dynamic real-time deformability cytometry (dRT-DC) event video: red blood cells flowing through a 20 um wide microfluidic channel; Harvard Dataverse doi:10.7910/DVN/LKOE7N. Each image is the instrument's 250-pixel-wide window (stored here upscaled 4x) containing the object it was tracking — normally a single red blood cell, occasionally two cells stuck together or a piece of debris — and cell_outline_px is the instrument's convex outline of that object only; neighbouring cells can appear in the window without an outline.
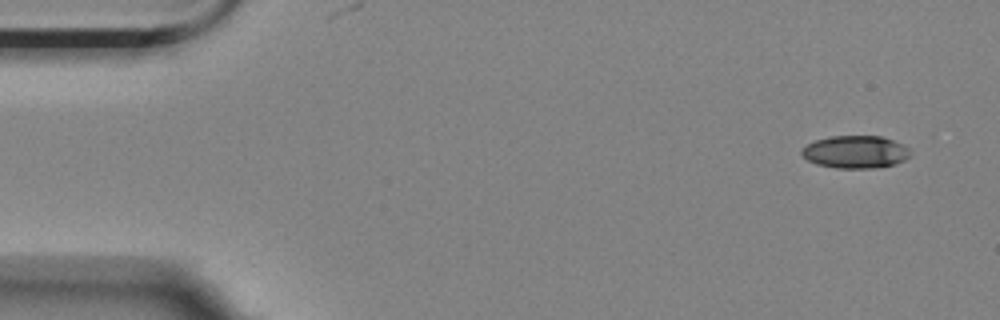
{"species": "Egyptian fruit bat (a non-hibernating species)", "species_latin": "Rousettus aegyptiacus", "temperature_condition": "room temperature", "stored_images_in_passage": 4, "camera_frame_rate_fps": 3000, "um_per_image_px": 0.085, "animal": {"sex": "female"}, "frame": {"image": 1, "passage_image": 1, "time_ms": 0.0, "image_size_px": [1000, 320], "cell_outline_px": [[912, 156], [896, 164], [880, 168], [836, 168], [816, 164], [808, 160], [800, 152], [800, 148], [816, 140], [828, 136], [880, 136], [892, 140], [908, 148], [912, 152]], "centroid_in_image_um": [72.72, 12.92], "position_along_channel_um": 12.3, "area_um2": 20.81}}
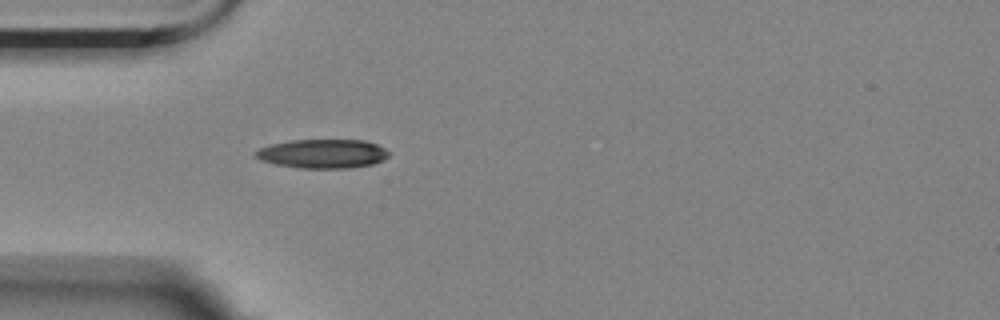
{"frame": {"image": 2, "passage_image": 4, "time_ms": 1.0, "image_size_px": [1000, 320], "cell_outline_px": [[388, 156], [384, 160], [372, 164], [352, 168], [296, 168], [276, 164], [260, 160], [252, 156], [252, 152], [260, 148], [272, 144], [292, 140], [364, 140], [376, 144], [384, 148], [388, 152]], "centroid_in_image_um": [27.39, 13.07], "position_along_channel_um": 57.6, "area_um2": 22.66}}